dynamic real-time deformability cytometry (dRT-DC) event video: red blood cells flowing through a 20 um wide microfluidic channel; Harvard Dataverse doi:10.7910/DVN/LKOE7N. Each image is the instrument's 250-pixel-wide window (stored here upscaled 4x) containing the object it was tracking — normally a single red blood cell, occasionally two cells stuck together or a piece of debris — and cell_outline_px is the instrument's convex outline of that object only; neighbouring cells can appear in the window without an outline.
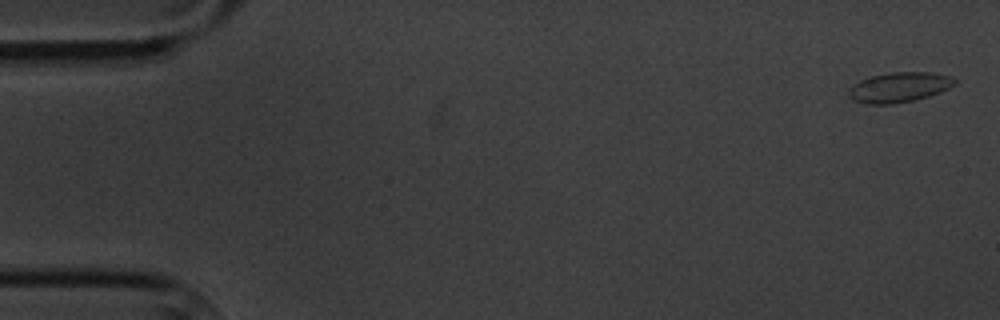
{"species": "common noctule bat (a hibernating species)", "species_latin": "Nyctalus noctula", "temperature_condition": "cold", "stored_images_in_passage": 15, "camera_frame_rate_fps": 3000, "um_per_image_px": 0.085, "animal": {"sex": "male", "body_mass_g": 20.1, "forearm_length_mm": 53.5}, "frame": {"image": 1, "passage_image": 1, "time_ms": 0.0, "image_size_px": [1000, 320], "cell_outline_px": [[956, 84], [940, 92], [928, 96], [912, 100], [892, 104], [868, 104], [852, 100], [848, 96], [848, 92], [860, 80], [872, 76], [892, 72], [932, 72], [952, 76], [956, 80]], "centroid_in_image_um": [76.46, 7.41], "position_along_channel_um": 8.5, "area_um2": 18.38}}
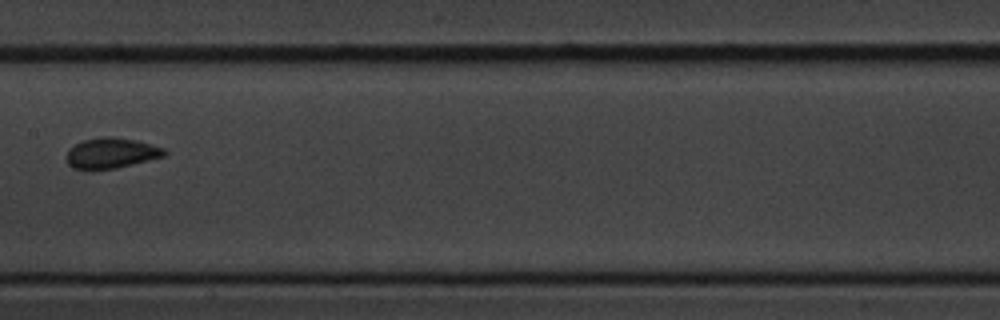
{"frame": {"image": 2, "passage_image": 8, "time_ms": 9.333, "image_size_px": [1000, 320], "cell_outline_px": [[168, 152], [164, 156], [116, 168], [76, 168], [68, 164], [68, 152], [76, 144], [84, 140], [104, 136], [112, 136], [136, 140], [164, 148]], "centroid_in_image_um": [9.52, 12.98], "position_along_channel_um": 197.9, "area_um2": 16.82}}
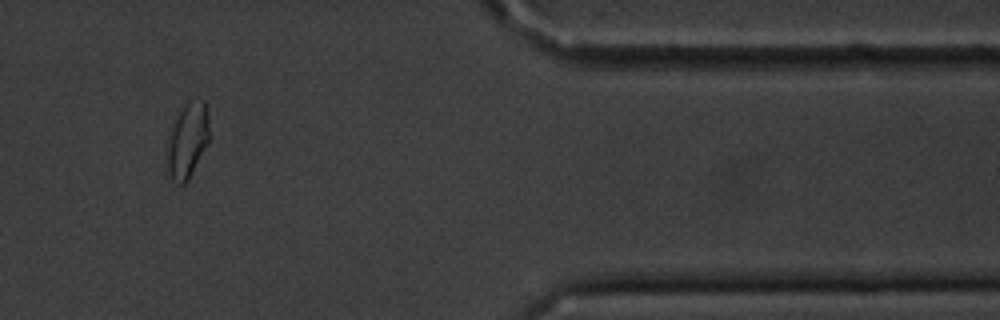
{"frame": {"image": 3, "passage_image": 13, "time_ms": 16.0, "image_size_px": [1000, 320], "cell_outline_px": [[208, 140], [188, 180], [184, 184], [176, 184], [164, 172], [172, 124], [176, 116], [188, 100], [204, 100], [208, 112]], "centroid_in_image_um": [15.89, 11.97], "position_along_channel_um": 395.5, "area_um2": 18.44}, "authors_computed_cell_mechanics": {"area_um2": 16.9354, "velocity_mm_per_s": 3.4237, "shape_relaxation_time_tau1_ms": 4.8339, "shape_relaxation_time_tau2_ms": 0.9348, "deformation_change_tau1": 0.0772, "deformation_change_tau2": 0.0535}}